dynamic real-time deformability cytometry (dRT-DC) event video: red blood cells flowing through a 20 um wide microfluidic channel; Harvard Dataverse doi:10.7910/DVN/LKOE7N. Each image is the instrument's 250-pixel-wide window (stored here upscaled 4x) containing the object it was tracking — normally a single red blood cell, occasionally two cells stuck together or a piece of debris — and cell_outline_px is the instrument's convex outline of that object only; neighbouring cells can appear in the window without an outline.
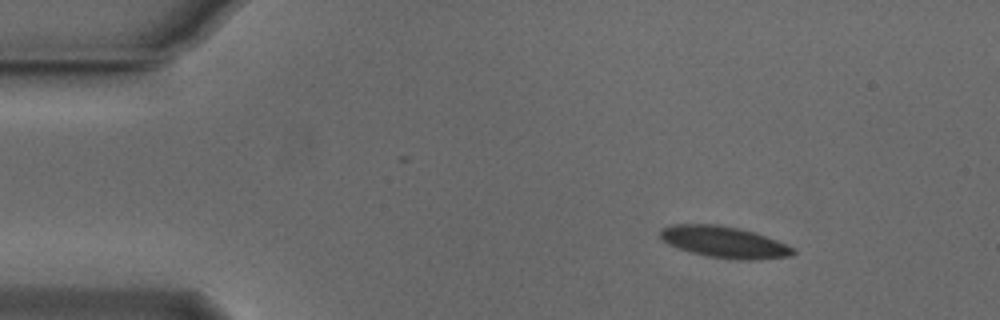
{"species": "Egyptian fruit bat (a non-hibernating species)", "species_latin": "Rousettus aegyptiacus", "temperature_condition": "cold", "stored_images_in_passage": 49, "camera_frame_rate_fps": 3000, "um_per_image_px": 0.085, "animal": {"sex": "male"}, "frame": {"image": 1, "passage_image": 3, "time_ms": 0.667, "image_size_px": [1000, 320], "cell_outline_px": [[796, 252], [792, 256], [756, 260], [740, 260], [704, 256], [676, 248], [668, 244], [660, 236], [660, 232], [664, 228], [672, 224], [716, 224], [736, 228], [752, 232], [788, 244], [796, 248]], "centroid_in_image_um": [61.59, 20.59], "position_along_channel_um": 23.4, "area_um2": 24.39}}
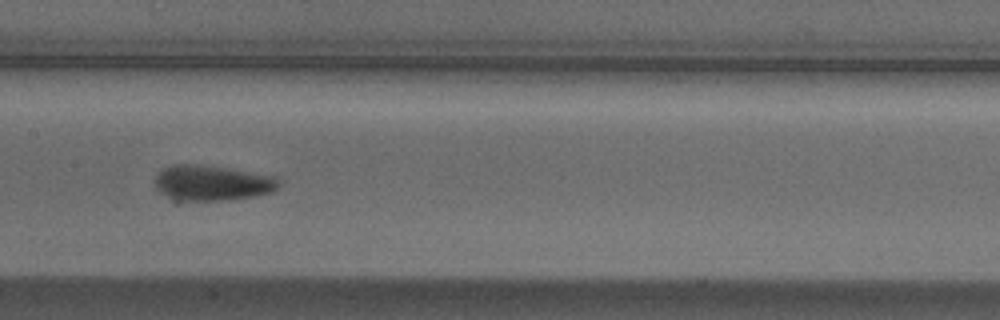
{"frame": {"image": 2, "passage_image": 22, "time_ms": 7.0, "image_size_px": [1000, 320], "cell_outline_px": [[280, 184], [272, 192], [252, 196], [224, 200], [176, 204], [160, 192], [156, 188], [156, 172], [172, 164], [196, 164], [224, 168], [276, 176]], "centroid_in_image_um": [17.92, 15.59], "position_along_channel_um": 189.5, "area_um2": 26.13}}
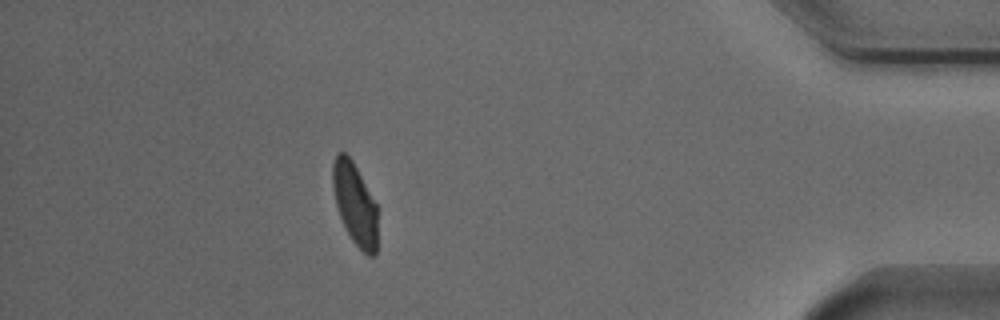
{"frame": {"image": 3, "passage_image": 43, "time_ms": 14.0, "image_size_px": [1000, 320], "cell_outline_px": [[376, 256], [368, 256], [352, 240], [340, 216], [336, 204], [332, 184], [332, 164], [336, 156], [340, 152], [344, 152], [352, 160], [376, 204]], "centroid_in_image_um": [30.15, 17.32], "position_along_channel_um": 405.0, "area_um2": 20.87}, "authors_computed_cell_mechanics": {"area_um2": 23.6402, "velocity_mm_per_s": 3.8083, "shape_relaxation_time_tau1_ms": 2.7802, "shape_relaxation_time_tau2_ms": 1.2002, "deformation_change_tau1": 0.1158, "deformation_change_tau2": 0.0535}}